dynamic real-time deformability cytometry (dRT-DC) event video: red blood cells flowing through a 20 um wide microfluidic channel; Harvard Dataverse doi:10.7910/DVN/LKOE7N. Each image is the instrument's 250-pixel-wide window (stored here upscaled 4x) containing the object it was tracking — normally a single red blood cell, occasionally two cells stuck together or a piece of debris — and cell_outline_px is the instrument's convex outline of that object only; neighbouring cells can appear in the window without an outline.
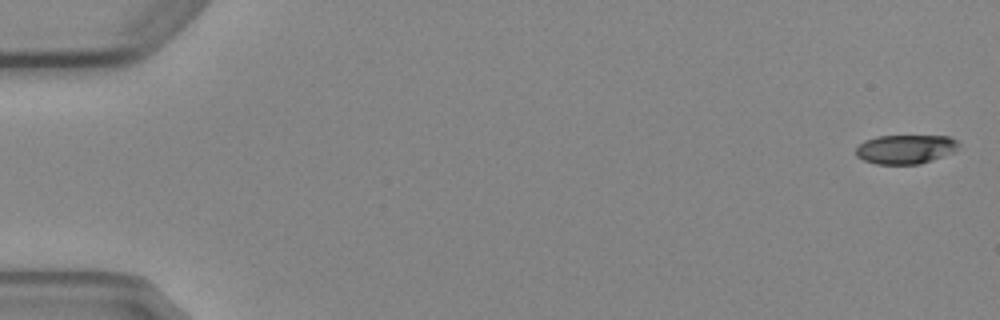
{"species": "Egyptian fruit bat (a non-hibernating species)", "species_latin": "Rousettus aegyptiacus", "temperature_condition": "cold", "stored_images_in_passage": 6, "camera_frame_rate_fps": 3000, "um_per_image_px": 0.085, "animal": {"sex": "female"}, "frame": {"image": 1, "passage_image": 1, "time_ms": 0.0, "image_size_px": [1000, 320], "cell_outline_px": [[960, 144], [952, 152], [932, 160], [920, 164], [876, 164], [864, 160], [856, 156], [856, 148], [864, 140], [876, 136], [948, 136], [956, 140]], "centroid_in_image_um": [76.93, 12.68], "position_along_channel_um": 8.1, "area_um2": 17.34}}
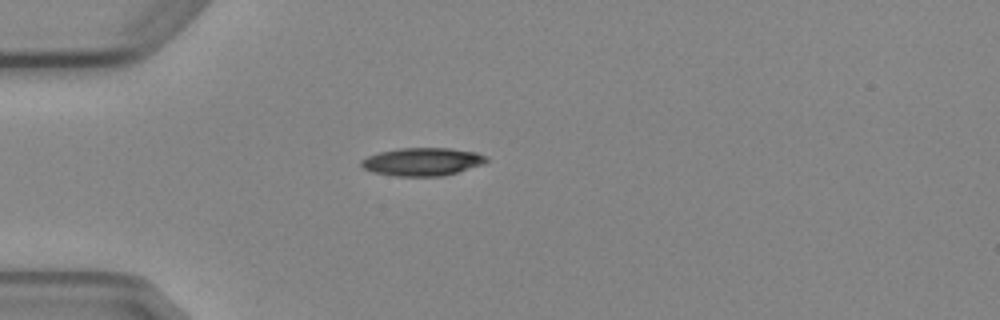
{"frame": {"image": 2, "passage_image": 5, "time_ms": 4.667, "image_size_px": [1000, 320], "cell_outline_px": [[488, 160], [484, 164], [456, 172], [440, 176], [396, 176], [372, 172], [364, 168], [360, 164], [360, 160], [368, 156], [380, 152], [400, 148], [452, 148], [476, 152], [488, 156]], "centroid_in_image_um": [35.91, 13.74], "position_along_channel_um": 49.1, "area_um2": 20.4}}